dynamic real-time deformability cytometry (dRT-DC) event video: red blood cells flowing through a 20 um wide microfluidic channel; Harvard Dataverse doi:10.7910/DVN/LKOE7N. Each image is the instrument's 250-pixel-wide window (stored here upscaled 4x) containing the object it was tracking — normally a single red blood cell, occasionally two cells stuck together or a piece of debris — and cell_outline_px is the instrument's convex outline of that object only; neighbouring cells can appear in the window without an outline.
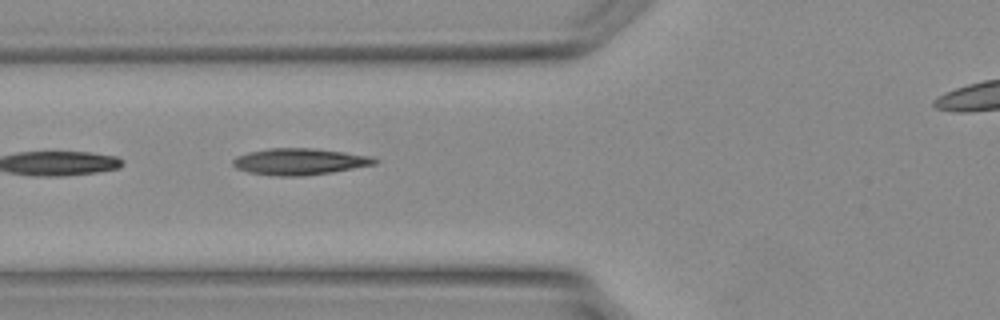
{"species": "Egyptian fruit bat (a non-hibernating species)", "species_latin": "Rousettus aegyptiacus", "temperature_condition": "warm", "stored_images_in_passage": 13, "camera_frame_rate_fps": 3000, "um_per_image_px": 0.085, "animal": {"sex": "female"}, "frame": {"image": 1, "passage_image": 8, "time_ms": 2.333, "image_size_px": [1000, 320], "cell_outline_px": [[380, 160], [376, 164], [332, 172], [304, 176], [272, 176], [248, 172], [236, 168], [232, 164], [232, 160], [236, 156], [248, 152], [268, 148], [312, 148], [344, 152], [372, 156]], "centroid_in_image_um": [25.45, 13.74], "position_along_channel_um": 100.3, "area_um2": 22.08}}